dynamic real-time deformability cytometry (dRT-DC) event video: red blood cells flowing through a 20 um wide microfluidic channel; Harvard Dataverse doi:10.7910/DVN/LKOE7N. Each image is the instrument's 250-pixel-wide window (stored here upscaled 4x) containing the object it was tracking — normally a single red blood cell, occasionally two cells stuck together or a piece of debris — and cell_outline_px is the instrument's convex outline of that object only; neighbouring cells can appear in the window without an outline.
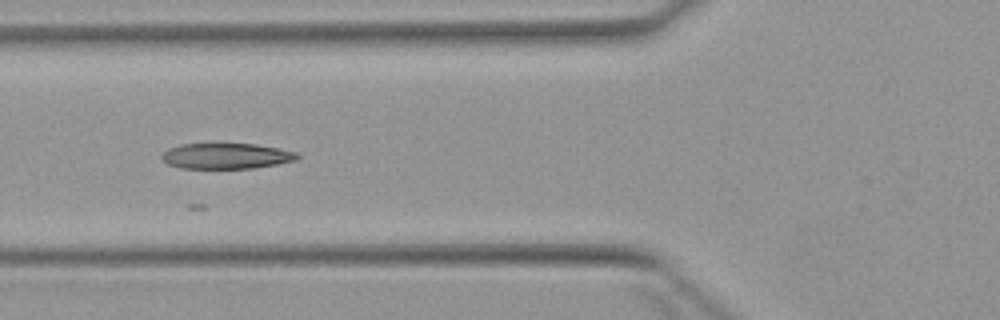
{"species": "Egyptian fruit bat (a non-hibernating species)", "species_latin": "Rousettus aegyptiacus", "temperature_condition": "warm", "stored_images_in_passage": 7, "camera_frame_rate_fps": 3000, "um_per_image_px": 0.085, "animal": {"sex": "female"}, "frame": {"image": 1, "passage_image": 5, "time_ms": 4.667, "image_size_px": [1000, 320], "cell_outline_px": [[300, 156], [296, 160], [276, 164], [252, 168], [180, 168], [168, 164], [160, 156], [168, 148], [180, 144], [208, 140], [212, 140], [256, 144], [296, 152]], "centroid_in_image_um": [19.16, 13.2], "position_along_channel_um": 106.6, "area_um2": 21.21}}
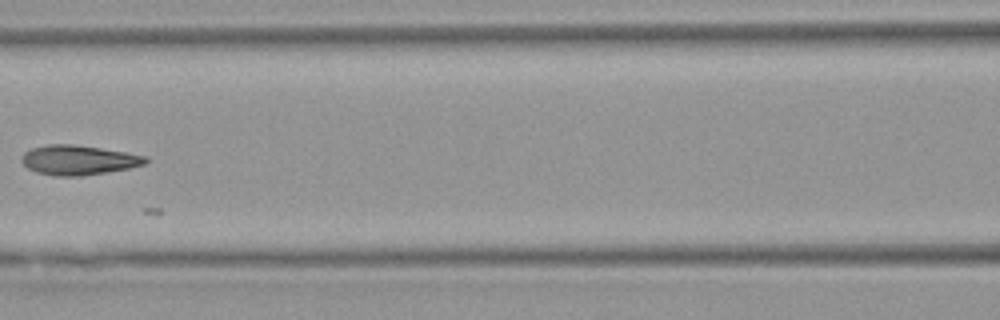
{"frame": {"image": 2, "passage_image": 6, "time_ms": 6.0, "image_size_px": [1000, 320], "cell_outline_px": [[148, 160], [144, 164], [128, 168], [80, 176], [56, 176], [36, 172], [28, 168], [20, 160], [20, 156], [24, 152], [32, 148], [48, 144], [72, 144], [100, 148], [148, 156]], "centroid_in_image_um": [6.62, 13.6], "position_along_channel_um": 160.0, "area_um2": 21.27}}